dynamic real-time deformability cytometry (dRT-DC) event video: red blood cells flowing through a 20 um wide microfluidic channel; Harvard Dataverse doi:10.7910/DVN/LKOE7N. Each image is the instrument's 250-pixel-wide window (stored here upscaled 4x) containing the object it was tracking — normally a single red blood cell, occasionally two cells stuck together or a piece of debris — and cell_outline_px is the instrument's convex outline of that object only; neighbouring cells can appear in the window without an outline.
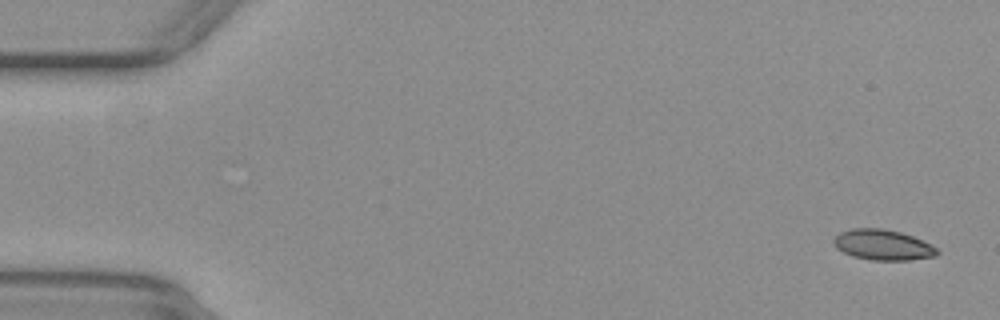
{"species": "common noctule bat (a hibernating species)", "species_latin": "Nyctalus noctula", "temperature_condition": "warm", "stored_images_in_passage": 55, "camera_frame_rate_fps": 3000, "um_per_image_px": 0.085, "animal": {"sex": "female", "body_mass_g": 29.2, "forearm_length_mm": 56.3}, "frame": {"image": 1, "passage_image": 3, "time_ms": 0.667, "image_size_px": [1000, 320], "cell_outline_px": [[940, 252], [936, 256], [908, 260], [872, 260], [852, 256], [836, 248], [832, 240], [840, 232], [852, 228], [880, 228], [900, 232], [912, 236], [932, 244]], "centroid_in_image_um": [75.04, 20.81], "position_along_channel_um": 10.0, "area_um2": 18.38}}
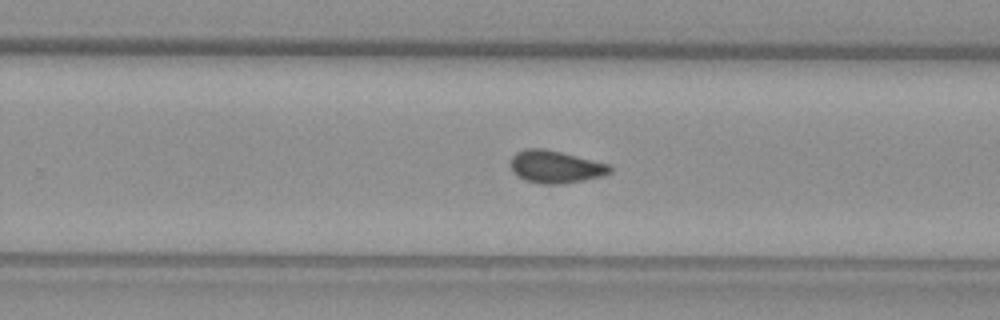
{"frame": {"image": 2, "passage_image": 35, "time_ms": 11.333, "image_size_px": [1000, 320], "cell_outline_px": [[612, 172], [604, 176], [564, 184], [540, 184], [524, 180], [516, 176], [512, 172], [512, 156], [516, 152], [524, 148], [544, 148], [608, 164], [612, 168]], "centroid_in_image_um": [47.2, 14.19], "position_along_channel_um": 282.6, "area_um2": 18.9}}
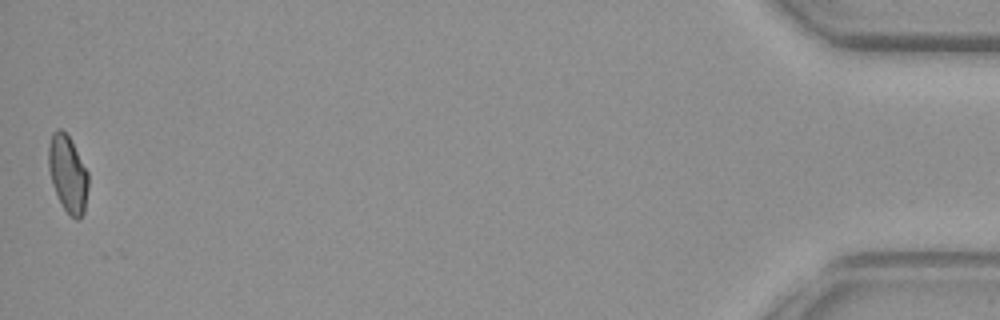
{"frame": {"image": 3, "passage_image": 54, "time_ms": 17.667, "image_size_px": [1000, 320], "cell_outline_px": [[88, 188], [84, 212], [80, 220], [76, 220], [64, 208], [52, 184], [48, 168], [48, 148], [52, 132], [56, 128], [60, 128], [68, 136], [88, 172]], "centroid_in_image_um": [5.76, 14.77], "position_along_channel_um": 429.4, "area_um2": 17.63}, "authors_computed_cell_mechanics": {"area_um2": 18.1492, "velocity_mm_per_s": 3.8884, "shape_relaxation_time_tau1_ms": null, "shape_relaxation_time_tau2_ms": 2.6264, "deformation_change_tau1": null, "deformation_change_tau2": 0.0407}}